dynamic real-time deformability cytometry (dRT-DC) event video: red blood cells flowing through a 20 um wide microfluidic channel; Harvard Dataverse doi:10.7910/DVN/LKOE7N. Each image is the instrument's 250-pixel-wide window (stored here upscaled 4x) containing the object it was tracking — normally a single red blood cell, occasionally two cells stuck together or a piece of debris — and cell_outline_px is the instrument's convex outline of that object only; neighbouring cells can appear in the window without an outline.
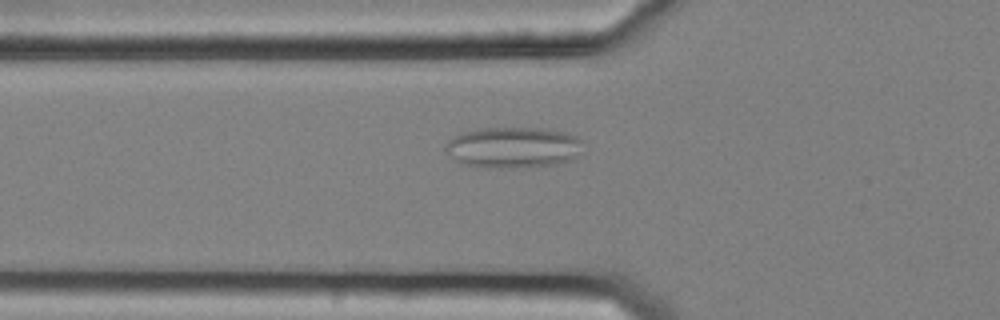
{"species": "common noctule bat (a hibernating species)", "species_latin": "Nyctalus noctula", "temperature_condition": "cold", "stored_images_in_passage": 52, "camera_frame_rate_fps": 3000, "um_per_image_px": 0.085, "animal": {"sex": "female", "body_mass_g": 25.1}, "frame": {"image": 1, "passage_image": 16, "time_ms": 5.0, "image_size_px": [1000, 320], "cell_outline_px": [[580, 156], [572, 160], [556, 164], [516, 168], [484, 168], [468, 164], [456, 160], [444, 148], [448, 140], [460, 132], [476, 128], [552, 128], [576, 136], [580, 140]], "centroid_in_image_um": [43.63, 12.52], "position_along_channel_um": 82.2, "area_um2": 33.12}}
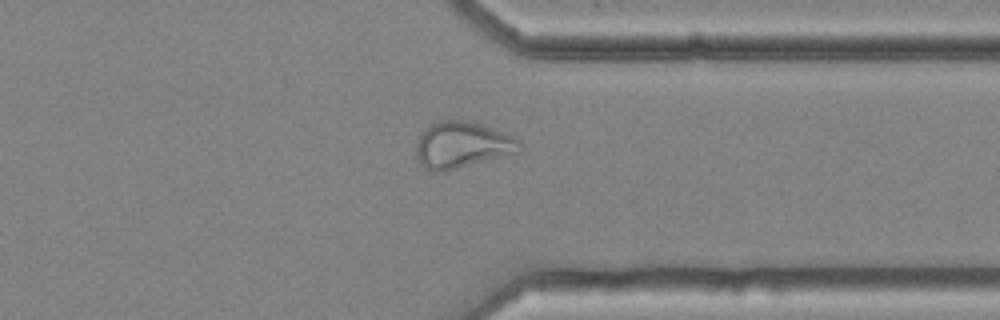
{"frame": {"image": 2, "passage_image": 40, "time_ms": 13.0, "image_size_px": [1000, 320], "cell_outline_px": [[524, 148], [516, 152], [444, 172], [436, 172], [424, 168], [416, 160], [416, 144], [420, 136], [432, 124], [440, 120], [464, 120], [480, 124], [516, 136], [520, 140]], "centroid_in_image_um": [39.28, 12.33], "position_along_channel_um": 372.1, "area_um2": 27.86}}
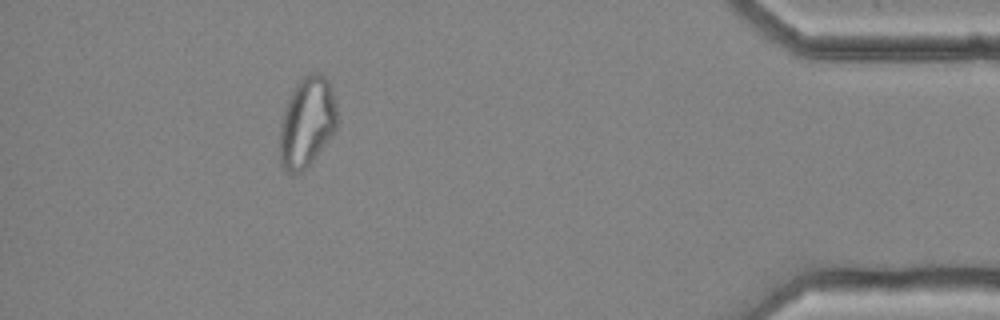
{"frame": {"image": 3, "passage_image": 47, "time_ms": 15.333, "image_size_px": [1000, 320], "cell_outline_px": [[336, 128], [312, 160], [300, 172], [292, 176], [280, 164], [280, 124], [284, 108], [296, 84], [304, 76], [312, 72], [320, 72], [328, 80], [332, 88], [336, 104]], "centroid_in_image_um": [26.07, 10.36], "position_along_channel_um": 409.1, "area_um2": 29.82}, "authors_computed_cell_mechanics": {"area_um2": 28.9578, "velocity_mm_per_s": 3.6264, "shape_relaxation_time_tau1_ms": null, "shape_relaxation_time_tau2_ms": 1.4776, "deformation_change_tau1": null, "deformation_change_tau2": 0.0805}}